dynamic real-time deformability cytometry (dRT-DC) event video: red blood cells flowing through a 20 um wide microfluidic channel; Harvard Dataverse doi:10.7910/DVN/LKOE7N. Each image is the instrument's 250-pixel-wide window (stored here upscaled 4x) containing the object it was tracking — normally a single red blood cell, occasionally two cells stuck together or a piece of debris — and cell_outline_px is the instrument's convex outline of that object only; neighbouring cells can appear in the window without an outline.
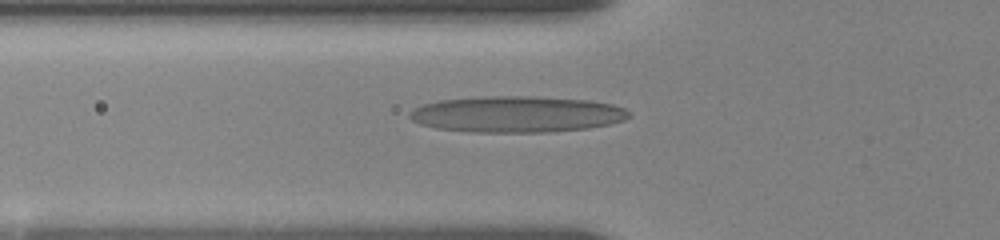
{"species": "human", "species_latin": "Homo sapiens", "temperature_condition": "room temperature", "stored_images_in_passage": 12, "camera_frame_rate_fps": 3000, "um_per_image_px": 0.085, "donor": {"sex": "female"}, "frame": {"image": 1, "passage_image": 9, "time_ms": 6.333, "image_size_px": [1000, 240], "cell_outline_px": [[632, 116], [624, 120], [608, 124], [588, 128], [548, 132], [468, 132], [436, 128], [420, 124], [412, 120], [408, 116], [408, 112], [424, 104], [440, 100], [484, 96], [536, 96], [592, 100], [612, 104], [624, 108]], "centroid_in_image_um": [43.93, 9.7], "position_along_channel_um": 81.9, "area_um2": 46.53}}
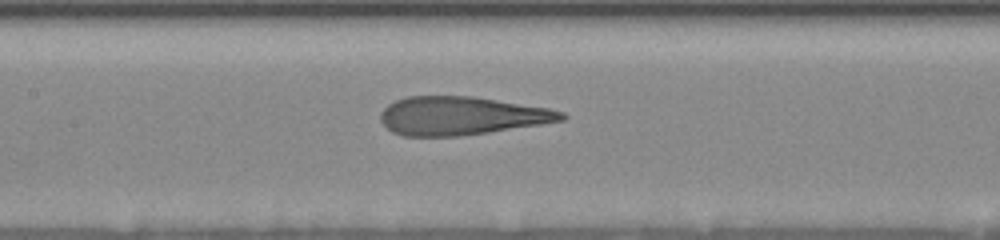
{"frame": {"image": 2, "passage_image": 12, "time_ms": 8.667, "image_size_px": [1000, 240], "cell_outline_px": [[568, 116], [564, 120], [540, 124], [488, 132], [460, 136], [404, 136], [392, 132], [380, 120], [380, 112], [388, 104], [396, 100], [408, 96], [472, 96], [548, 108], [564, 112]], "centroid_in_image_um": [39.19, 9.84], "position_along_channel_um": 168.2, "area_um2": 40.29}}